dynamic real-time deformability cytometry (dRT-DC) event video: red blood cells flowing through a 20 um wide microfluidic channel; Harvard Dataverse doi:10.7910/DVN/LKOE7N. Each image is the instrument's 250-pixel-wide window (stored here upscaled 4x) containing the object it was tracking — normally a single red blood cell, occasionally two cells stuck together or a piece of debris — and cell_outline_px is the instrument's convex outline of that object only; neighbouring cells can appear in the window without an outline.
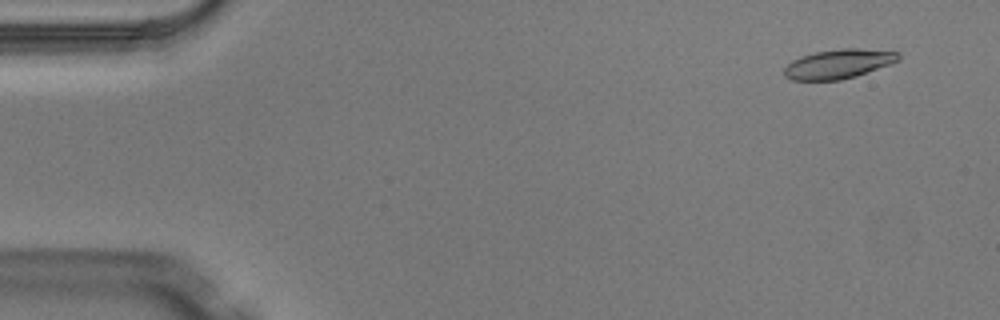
{"species": "Egyptian fruit bat (a non-hibernating species)", "species_latin": "Rousettus aegyptiacus", "temperature_condition": "warm", "stored_images_in_passage": 4, "camera_frame_rate_fps": 3000, "um_per_image_px": 0.085, "animal": {"sex": "male"}, "frame": {"image": 1, "passage_image": 1, "time_ms": 0.0, "image_size_px": [1000, 320], "cell_outline_px": [[900, 60], [856, 76], [840, 80], [792, 80], [784, 76], [784, 68], [792, 60], [816, 52], [840, 48], [856, 48], [900, 52]], "centroid_in_image_um": [71.28, 5.43], "position_along_channel_um": 13.7, "area_um2": 19.36}}
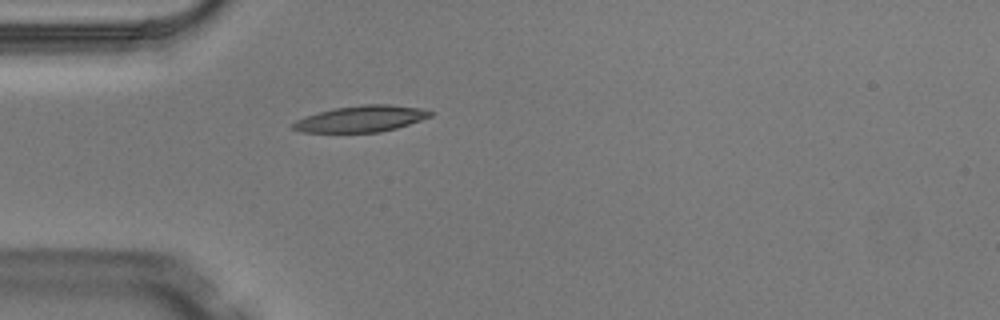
{"frame": {"image": 2, "passage_image": 4, "time_ms": 1.0, "image_size_px": [1000, 320], "cell_outline_px": [[432, 116], [396, 128], [380, 132], [300, 132], [292, 128], [292, 124], [296, 120], [304, 116], [316, 112], [332, 108], [364, 104], [388, 104], [420, 108], [432, 112]], "centroid_in_image_um": [30.64, 10.09], "position_along_channel_um": 54.4, "area_um2": 21.04}}